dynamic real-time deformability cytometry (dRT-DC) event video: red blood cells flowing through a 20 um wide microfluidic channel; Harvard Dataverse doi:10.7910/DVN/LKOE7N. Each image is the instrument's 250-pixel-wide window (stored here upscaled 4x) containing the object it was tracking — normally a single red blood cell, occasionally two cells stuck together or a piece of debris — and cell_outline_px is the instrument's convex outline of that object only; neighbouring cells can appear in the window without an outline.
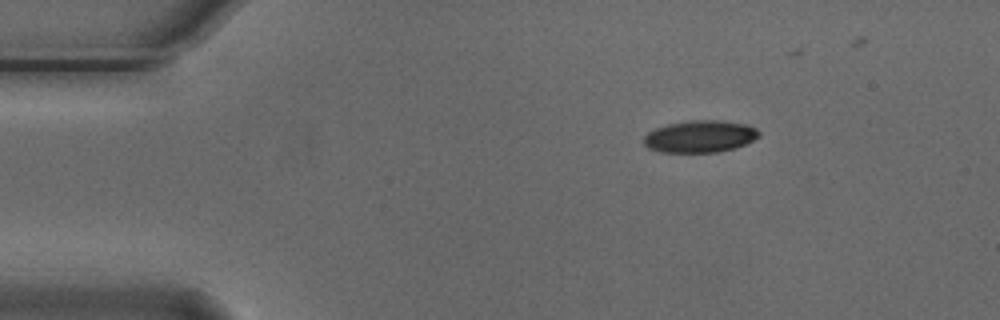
{"species": "Egyptian fruit bat (a non-hibernating species)", "species_latin": "Rousettus aegyptiacus", "temperature_condition": "cold", "stored_images_in_passage": 3, "camera_frame_rate_fps": 3000, "um_per_image_px": 0.085, "animal": {"sex": "male"}, "frame": {"image": 1, "passage_image": 1, "time_ms": 0.0, "image_size_px": [1000, 320], "cell_outline_px": [[760, 136], [744, 144], [732, 148], [716, 152], [660, 152], [648, 148], [644, 144], [644, 136], [648, 132], [656, 128], [668, 124], [684, 120], [724, 120], [748, 124], [756, 128], [760, 132]], "centroid_in_image_um": [59.5, 11.58], "position_along_channel_um": 25.5, "area_um2": 21.62}}